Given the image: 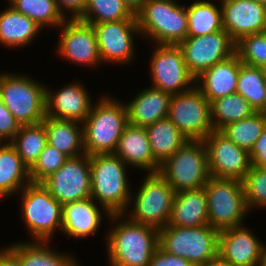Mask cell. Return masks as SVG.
I'll return each instance as SVG.
<instances>
[{
	"mask_svg": "<svg viewBox=\"0 0 266 266\" xmlns=\"http://www.w3.org/2000/svg\"><path fill=\"white\" fill-rule=\"evenodd\" d=\"M123 217V214L108 217L109 222L115 224L106 237L108 264L147 266L159 245V229Z\"/></svg>",
	"mask_w": 266,
	"mask_h": 266,
	"instance_id": "cell-1",
	"label": "cell"
},
{
	"mask_svg": "<svg viewBox=\"0 0 266 266\" xmlns=\"http://www.w3.org/2000/svg\"><path fill=\"white\" fill-rule=\"evenodd\" d=\"M128 123L125 102L108 95L100 97L82 123L85 153L113 154Z\"/></svg>",
	"mask_w": 266,
	"mask_h": 266,
	"instance_id": "cell-2",
	"label": "cell"
},
{
	"mask_svg": "<svg viewBox=\"0 0 266 266\" xmlns=\"http://www.w3.org/2000/svg\"><path fill=\"white\" fill-rule=\"evenodd\" d=\"M129 166L114 154L90 156L91 198L110 214H123L130 203Z\"/></svg>",
	"mask_w": 266,
	"mask_h": 266,
	"instance_id": "cell-3",
	"label": "cell"
},
{
	"mask_svg": "<svg viewBox=\"0 0 266 266\" xmlns=\"http://www.w3.org/2000/svg\"><path fill=\"white\" fill-rule=\"evenodd\" d=\"M136 18L142 37L155 44L178 45L187 37L186 6L176 0H146Z\"/></svg>",
	"mask_w": 266,
	"mask_h": 266,
	"instance_id": "cell-4",
	"label": "cell"
},
{
	"mask_svg": "<svg viewBox=\"0 0 266 266\" xmlns=\"http://www.w3.org/2000/svg\"><path fill=\"white\" fill-rule=\"evenodd\" d=\"M176 192L204 188L211 177L203 140H187L158 172Z\"/></svg>",
	"mask_w": 266,
	"mask_h": 266,
	"instance_id": "cell-5",
	"label": "cell"
},
{
	"mask_svg": "<svg viewBox=\"0 0 266 266\" xmlns=\"http://www.w3.org/2000/svg\"><path fill=\"white\" fill-rule=\"evenodd\" d=\"M0 98L20 126L41 124L45 114V85L28 75L0 73Z\"/></svg>",
	"mask_w": 266,
	"mask_h": 266,
	"instance_id": "cell-6",
	"label": "cell"
},
{
	"mask_svg": "<svg viewBox=\"0 0 266 266\" xmlns=\"http://www.w3.org/2000/svg\"><path fill=\"white\" fill-rule=\"evenodd\" d=\"M219 232L209 225L180 227L166 225L159 229V247L194 266H201L218 256Z\"/></svg>",
	"mask_w": 266,
	"mask_h": 266,
	"instance_id": "cell-7",
	"label": "cell"
},
{
	"mask_svg": "<svg viewBox=\"0 0 266 266\" xmlns=\"http://www.w3.org/2000/svg\"><path fill=\"white\" fill-rule=\"evenodd\" d=\"M146 174L136 194L131 193L135 196H130L129 204L135 201L134 208L129 205L123 215L133 222L161 229L168 224L175 191L158 172Z\"/></svg>",
	"mask_w": 266,
	"mask_h": 266,
	"instance_id": "cell-8",
	"label": "cell"
},
{
	"mask_svg": "<svg viewBox=\"0 0 266 266\" xmlns=\"http://www.w3.org/2000/svg\"><path fill=\"white\" fill-rule=\"evenodd\" d=\"M204 188L209 226L220 232L243 225L249 209L241 181L210 177Z\"/></svg>",
	"mask_w": 266,
	"mask_h": 266,
	"instance_id": "cell-9",
	"label": "cell"
},
{
	"mask_svg": "<svg viewBox=\"0 0 266 266\" xmlns=\"http://www.w3.org/2000/svg\"><path fill=\"white\" fill-rule=\"evenodd\" d=\"M21 212L32 241L49 242L62 230V204L42 183H30L20 192Z\"/></svg>",
	"mask_w": 266,
	"mask_h": 266,
	"instance_id": "cell-10",
	"label": "cell"
},
{
	"mask_svg": "<svg viewBox=\"0 0 266 266\" xmlns=\"http://www.w3.org/2000/svg\"><path fill=\"white\" fill-rule=\"evenodd\" d=\"M167 117L188 140H203L214 131L211 104L196 86L171 96Z\"/></svg>",
	"mask_w": 266,
	"mask_h": 266,
	"instance_id": "cell-11",
	"label": "cell"
},
{
	"mask_svg": "<svg viewBox=\"0 0 266 266\" xmlns=\"http://www.w3.org/2000/svg\"><path fill=\"white\" fill-rule=\"evenodd\" d=\"M149 61L152 87L171 95L186 92L195 86L178 45L156 44Z\"/></svg>",
	"mask_w": 266,
	"mask_h": 266,
	"instance_id": "cell-12",
	"label": "cell"
},
{
	"mask_svg": "<svg viewBox=\"0 0 266 266\" xmlns=\"http://www.w3.org/2000/svg\"><path fill=\"white\" fill-rule=\"evenodd\" d=\"M42 184L62 205L90 198V156L85 153L77 157L68 158Z\"/></svg>",
	"mask_w": 266,
	"mask_h": 266,
	"instance_id": "cell-13",
	"label": "cell"
},
{
	"mask_svg": "<svg viewBox=\"0 0 266 266\" xmlns=\"http://www.w3.org/2000/svg\"><path fill=\"white\" fill-rule=\"evenodd\" d=\"M189 72L197 78L202 72L235 54L236 43L225 31L187 36L178 44Z\"/></svg>",
	"mask_w": 266,
	"mask_h": 266,
	"instance_id": "cell-14",
	"label": "cell"
},
{
	"mask_svg": "<svg viewBox=\"0 0 266 266\" xmlns=\"http://www.w3.org/2000/svg\"><path fill=\"white\" fill-rule=\"evenodd\" d=\"M95 30L103 63L128 65L134 60V35H141L137 20L88 23Z\"/></svg>",
	"mask_w": 266,
	"mask_h": 266,
	"instance_id": "cell-15",
	"label": "cell"
},
{
	"mask_svg": "<svg viewBox=\"0 0 266 266\" xmlns=\"http://www.w3.org/2000/svg\"><path fill=\"white\" fill-rule=\"evenodd\" d=\"M211 177L242 181L251 167L249 152L238 147L218 130L203 139Z\"/></svg>",
	"mask_w": 266,
	"mask_h": 266,
	"instance_id": "cell-16",
	"label": "cell"
},
{
	"mask_svg": "<svg viewBox=\"0 0 266 266\" xmlns=\"http://www.w3.org/2000/svg\"><path fill=\"white\" fill-rule=\"evenodd\" d=\"M58 55L69 62L96 67L101 64L95 30L79 19H66L59 27Z\"/></svg>",
	"mask_w": 266,
	"mask_h": 266,
	"instance_id": "cell-17",
	"label": "cell"
},
{
	"mask_svg": "<svg viewBox=\"0 0 266 266\" xmlns=\"http://www.w3.org/2000/svg\"><path fill=\"white\" fill-rule=\"evenodd\" d=\"M224 30L236 43L242 37L266 31V6L254 0H220Z\"/></svg>",
	"mask_w": 266,
	"mask_h": 266,
	"instance_id": "cell-18",
	"label": "cell"
},
{
	"mask_svg": "<svg viewBox=\"0 0 266 266\" xmlns=\"http://www.w3.org/2000/svg\"><path fill=\"white\" fill-rule=\"evenodd\" d=\"M85 86L75 81L65 85L57 91H52L45 86V114L55 119L83 123L90 113L92 105Z\"/></svg>",
	"mask_w": 266,
	"mask_h": 266,
	"instance_id": "cell-19",
	"label": "cell"
},
{
	"mask_svg": "<svg viewBox=\"0 0 266 266\" xmlns=\"http://www.w3.org/2000/svg\"><path fill=\"white\" fill-rule=\"evenodd\" d=\"M262 246L244 225L219 232L218 256L232 266H260Z\"/></svg>",
	"mask_w": 266,
	"mask_h": 266,
	"instance_id": "cell-20",
	"label": "cell"
},
{
	"mask_svg": "<svg viewBox=\"0 0 266 266\" xmlns=\"http://www.w3.org/2000/svg\"><path fill=\"white\" fill-rule=\"evenodd\" d=\"M109 217L110 213L91 197L62 205V230L67 237L86 238L98 232L103 220L101 210Z\"/></svg>",
	"mask_w": 266,
	"mask_h": 266,
	"instance_id": "cell-21",
	"label": "cell"
},
{
	"mask_svg": "<svg viewBox=\"0 0 266 266\" xmlns=\"http://www.w3.org/2000/svg\"><path fill=\"white\" fill-rule=\"evenodd\" d=\"M113 154L135 169L148 173L159 172L160 165L153 157L145 127L128 123Z\"/></svg>",
	"mask_w": 266,
	"mask_h": 266,
	"instance_id": "cell-22",
	"label": "cell"
},
{
	"mask_svg": "<svg viewBox=\"0 0 266 266\" xmlns=\"http://www.w3.org/2000/svg\"><path fill=\"white\" fill-rule=\"evenodd\" d=\"M242 62L235 53L216 63L195 79V86L209 102L236 93L239 68Z\"/></svg>",
	"mask_w": 266,
	"mask_h": 266,
	"instance_id": "cell-23",
	"label": "cell"
},
{
	"mask_svg": "<svg viewBox=\"0 0 266 266\" xmlns=\"http://www.w3.org/2000/svg\"><path fill=\"white\" fill-rule=\"evenodd\" d=\"M171 94L152 86L147 87L125 102L128 121L132 125L147 127L168 116Z\"/></svg>",
	"mask_w": 266,
	"mask_h": 266,
	"instance_id": "cell-24",
	"label": "cell"
},
{
	"mask_svg": "<svg viewBox=\"0 0 266 266\" xmlns=\"http://www.w3.org/2000/svg\"><path fill=\"white\" fill-rule=\"evenodd\" d=\"M167 225L180 227L208 225L207 194L205 188L176 192Z\"/></svg>",
	"mask_w": 266,
	"mask_h": 266,
	"instance_id": "cell-25",
	"label": "cell"
},
{
	"mask_svg": "<svg viewBox=\"0 0 266 266\" xmlns=\"http://www.w3.org/2000/svg\"><path fill=\"white\" fill-rule=\"evenodd\" d=\"M47 142L68 158L85 154L83 124L45 116ZM80 126V127H79Z\"/></svg>",
	"mask_w": 266,
	"mask_h": 266,
	"instance_id": "cell-26",
	"label": "cell"
},
{
	"mask_svg": "<svg viewBox=\"0 0 266 266\" xmlns=\"http://www.w3.org/2000/svg\"><path fill=\"white\" fill-rule=\"evenodd\" d=\"M41 30L37 23L10 5L0 12V44L4 46L13 49L30 45Z\"/></svg>",
	"mask_w": 266,
	"mask_h": 266,
	"instance_id": "cell-27",
	"label": "cell"
},
{
	"mask_svg": "<svg viewBox=\"0 0 266 266\" xmlns=\"http://www.w3.org/2000/svg\"><path fill=\"white\" fill-rule=\"evenodd\" d=\"M29 168L10 143H0V198L17 195L30 184Z\"/></svg>",
	"mask_w": 266,
	"mask_h": 266,
	"instance_id": "cell-28",
	"label": "cell"
},
{
	"mask_svg": "<svg viewBox=\"0 0 266 266\" xmlns=\"http://www.w3.org/2000/svg\"><path fill=\"white\" fill-rule=\"evenodd\" d=\"M48 243L29 240L8 247L18 256L22 266H80L73 254L59 253Z\"/></svg>",
	"mask_w": 266,
	"mask_h": 266,
	"instance_id": "cell-29",
	"label": "cell"
},
{
	"mask_svg": "<svg viewBox=\"0 0 266 266\" xmlns=\"http://www.w3.org/2000/svg\"><path fill=\"white\" fill-rule=\"evenodd\" d=\"M155 161L161 165L188 139L168 118H162L145 127Z\"/></svg>",
	"mask_w": 266,
	"mask_h": 266,
	"instance_id": "cell-30",
	"label": "cell"
},
{
	"mask_svg": "<svg viewBox=\"0 0 266 266\" xmlns=\"http://www.w3.org/2000/svg\"><path fill=\"white\" fill-rule=\"evenodd\" d=\"M187 36H202L224 30L222 8L208 0H195L186 7Z\"/></svg>",
	"mask_w": 266,
	"mask_h": 266,
	"instance_id": "cell-31",
	"label": "cell"
},
{
	"mask_svg": "<svg viewBox=\"0 0 266 266\" xmlns=\"http://www.w3.org/2000/svg\"><path fill=\"white\" fill-rule=\"evenodd\" d=\"M210 104L213 128L218 131L256 112L251 104L238 93L215 99Z\"/></svg>",
	"mask_w": 266,
	"mask_h": 266,
	"instance_id": "cell-32",
	"label": "cell"
},
{
	"mask_svg": "<svg viewBox=\"0 0 266 266\" xmlns=\"http://www.w3.org/2000/svg\"><path fill=\"white\" fill-rule=\"evenodd\" d=\"M10 144L16 149L22 162L30 169L48 144L44 124L20 126Z\"/></svg>",
	"mask_w": 266,
	"mask_h": 266,
	"instance_id": "cell-33",
	"label": "cell"
},
{
	"mask_svg": "<svg viewBox=\"0 0 266 266\" xmlns=\"http://www.w3.org/2000/svg\"><path fill=\"white\" fill-rule=\"evenodd\" d=\"M236 93L245 98L256 112L266 107V79L260 67L241 64Z\"/></svg>",
	"mask_w": 266,
	"mask_h": 266,
	"instance_id": "cell-34",
	"label": "cell"
},
{
	"mask_svg": "<svg viewBox=\"0 0 266 266\" xmlns=\"http://www.w3.org/2000/svg\"><path fill=\"white\" fill-rule=\"evenodd\" d=\"M265 126L266 118L264 114L255 112L247 118L224 126L220 132L238 147L250 152L255 142L262 135Z\"/></svg>",
	"mask_w": 266,
	"mask_h": 266,
	"instance_id": "cell-35",
	"label": "cell"
},
{
	"mask_svg": "<svg viewBox=\"0 0 266 266\" xmlns=\"http://www.w3.org/2000/svg\"><path fill=\"white\" fill-rule=\"evenodd\" d=\"M8 5L32 19L42 29L45 26L59 27L66 19L55 0H8Z\"/></svg>",
	"mask_w": 266,
	"mask_h": 266,
	"instance_id": "cell-36",
	"label": "cell"
},
{
	"mask_svg": "<svg viewBox=\"0 0 266 266\" xmlns=\"http://www.w3.org/2000/svg\"><path fill=\"white\" fill-rule=\"evenodd\" d=\"M85 23H103L118 20H137L123 0H87L83 16Z\"/></svg>",
	"mask_w": 266,
	"mask_h": 266,
	"instance_id": "cell-37",
	"label": "cell"
},
{
	"mask_svg": "<svg viewBox=\"0 0 266 266\" xmlns=\"http://www.w3.org/2000/svg\"><path fill=\"white\" fill-rule=\"evenodd\" d=\"M235 53L243 64L260 67L266 62V31L242 37Z\"/></svg>",
	"mask_w": 266,
	"mask_h": 266,
	"instance_id": "cell-38",
	"label": "cell"
},
{
	"mask_svg": "<svg viewBox=\"0 0 266 266\" xmlns=\"http://www.w3.org/2000/svg\"><path fill=\"white\" fill-rule=\"evenodd\" d=\"M241 182L248 209H266V168L251 165Z\"/></svg>",
	"mask_w": 266,
	"mask_h": 266,
	"instance_id": "cell-39",
	"label": "cell"
},
{
	"mask_svg": "<svg viewBox=\"0 0 266 266\" xmlns=\"http://www.w3.org/2000/svg\"><path fill=\"white\" fill-rule=\"evenodd\" d=\"M68 157L55 147L47 144L37 161L29 169L31 183H42L58 170Z\"/></svg>",
	"mask_w": 266,
	"mask_h": 266,
	"instance_id": "cell-40",
	"label": "cell"
},
{
	"mask_svg": "<svg viewBox=\"0 0 266 266\" xmlns=\"http://www.w3.org/2000/svg\"><path fill=\"white\" fill-rule=\"evenodd\" d=\"M19 129L20 124L0 98V143H10Z\"/></svg>",
	"mask_w": 266,
	"mask_h": 266,
	"instance_id": "cell-41",
	"label": "cell"
},
{
	"mask_svg": "<svg viewBox=\"0 0 266 266\" xmlns=\"http://www.w3.org/2000/svg\"><path fill=\"white\" fill-rule=\"evenodd\" d=\"M147 266H194L187 259L162 250L159 246Z\"/></svg>",
	"mask_w": 266,
	"mask_h": 266,
	"instance_id": "cell-42",
	"label": "cell"
},
{
	"mask_svg": "<svg viewBox=\"0 0 266 266\" xmlns=\"http://www.w3.org/2000/svg\"><path fill=\"white\" fill-rule=\"evenodd\" d=\"M55 1L63 17L65 19L68 18L71 20L80 19L83 16V12L87 4V0H55ZM65 11L68 14L71 13V15H68L67 17Z\"/></svg>",
	"mask_w": 266,
	"mask_h": 266,
	"instance_id": "cell-43",
	"label": "cell"
},
{
	"mask_svg": "<svg viewBox=\"0 0 266 266\" xmlns=\"http://www.w3.org/2000/svg\"><path fill=\"white\" fill-rule=\"evenodd\" d=\"M249 156L252 166L266 168V126L263 129L262 135L249 152Z\"/></svg>",
	"mask_w": 266,
	"mask_h": 266,
	"instance_id": "cell-44",
	"label": "cell"
},
{
	"mask_svg": "<svg viewBox=\"0 0 266 266\" xmlns=\"http://www.w3.org/2000/svg\"><path fill=\"white\" fill-rule=\"evenodd\" d=\"M0 266H22L18 256L7 246L0 249Z\"/></svg>",
	"mask_w": 266,
	"mask_h": 266,
	"instance_id": "cell-45",
	"label": "cell"
},
{
	"mask_svg": "<svg viewBox=\"0 0 266 266\" xmlns=\"http://www.w3.org/2000/svg\"><path fill=\"white\" fill-rule=\"evenodd\" d=\"M145 1L146 0H123L125 5L134 15H136L141 10Z\"/></svg>",
	"mask_w": 266,
	"mask_h": 266,
	"instance_id": "cell-46",
	"label": "cell"
},
{
	"mask_svg": "<svg viewBox=\"0 0 266 266\" xmlns=\"http://www.w3.org/2000/svg\"><path fill=\"white\" fill-rule=\"evenodd\" d=\"M201 266H232L230 263L222 260L219 256L210 260L209 262L205 263Z\"/></svg>",
	"mask_w": 266,
	"mask_h": 266,
	"instance_id": "cell-47",
	"label": "cell"
},
{
	"mask_svg": "<svg viewBox=\"0 0 266 266\" xmlns=\"http://www.w3.org/2000/svg\"><path fill=\"white\" fill-rule=\"evenodd\" d=\"M260 266H266V244L263 243Z\"/></svg>",
	"mask_w": 266,
	"mask_h": 266,
	"instance_id": "cell-48",
	"label": "cell"
},
{
	"mask_svg": "<svg viewBox=\"0 0 266 266\" xmlns=\"http://www.w3.org/2000/svg\"><path fill=\"white\" fill-rule=\"evenodd\" d=\"M263 76L266 79V62L260 66Z\"/></svg>",
	"mask_w": 266,
	"mask_h": 266,
	"instance_id": "cell-49",
	"label": "cell"
},
{
	"mask_svg": "<svg viewBox=\"0 0 266 266\" xmlns=\"http://www.w3.org/2000/svg\"><path fill=\"white\" fill-rule=\"evenodd\" d=\"M254 1H256L257 3H261V4L266 6V0H254Z\"/></svg>",
	"mask_w": 266,
	"mask_h": 266,
	"instance_id": "cell-50",
	"label": "cell"
},
{
	"mask_svg": "<svg viewBox=\"0 0 266 266\" xmlns=\"http://www.w3.org/2000/svg\"><path fill=\"white\" fill-rule=\"evenodd\" d=\"M262 113L264 114V117L266 118V107H265V109L262 111Z\"/></svg>",
	"mask_w": 266,
	"mask_h": 266,
	"instance_id": "cell-51",
	"label": "cell"
}]
</instances>
